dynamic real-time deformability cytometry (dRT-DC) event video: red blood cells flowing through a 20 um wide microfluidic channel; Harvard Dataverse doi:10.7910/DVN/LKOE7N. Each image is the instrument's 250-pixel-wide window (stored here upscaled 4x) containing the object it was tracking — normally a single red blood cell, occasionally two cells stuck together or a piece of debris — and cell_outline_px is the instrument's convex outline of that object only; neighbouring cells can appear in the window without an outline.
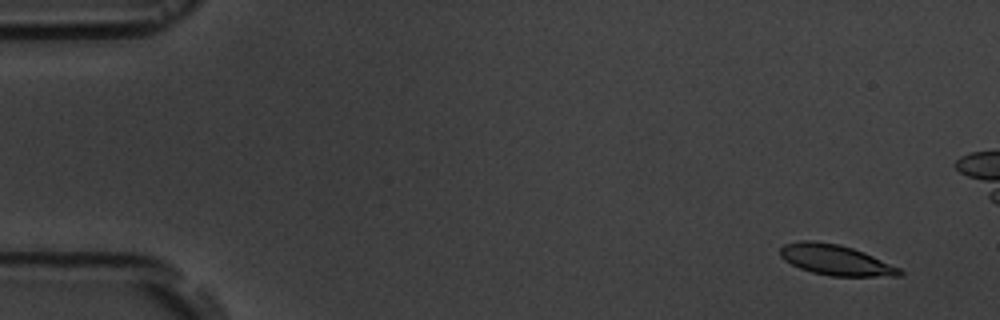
{"species": "common noctule bat (a hibernating species)", "species_latin": "Nyctalus noctula", "temperature_condition": "room temperature", "stored_images_in_passage": 8, "camera_frame_rate_fps": 3000, "um_per_image_px": 0.085, "animal": {"sex": "male", "body_mass_g": 19.5, "forearm_length_mm": 54.6}, "frame": {"image": 1, "passage_image": 2, "time_ms": 1.0, "image_size_px": [1000, 320], "cell_outline_px": [[904, 272], [900, 276], [832, 276], [812, 272], [800, 268], [784, 260], [780, 256], [780, 248], [784, 244], [800, 240], [812, 240], [840, 244], [864, 252], [900, 268]], "centroid_in_image_um": [71.02, 22.09], "position_along_channel_um": 14.0, "area_um2": 21.21}}
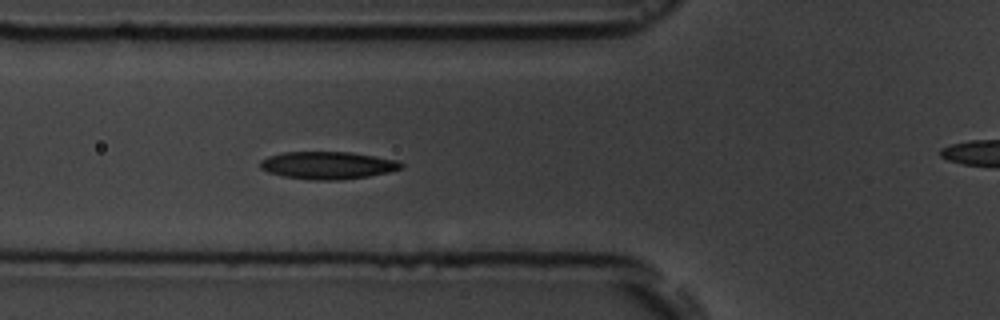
{"frame": {"image": 2, "passage_image": 7, "time_ms": 6.667, "image_size_px": [1000, 320], "cell_outline_px": [[404, 164], [400, 168], [388, 172], [368, 176], [340, 180], [308, 180], [284, 176], [268, 172], [260, 168], [260, 160], [268, 156], [284, 152], [352, 152], [400, 160]], "centroid_in_image_um": [27.86, 14.05], "position_along_channel_um": 97.9, "area_um2": 22.72}}